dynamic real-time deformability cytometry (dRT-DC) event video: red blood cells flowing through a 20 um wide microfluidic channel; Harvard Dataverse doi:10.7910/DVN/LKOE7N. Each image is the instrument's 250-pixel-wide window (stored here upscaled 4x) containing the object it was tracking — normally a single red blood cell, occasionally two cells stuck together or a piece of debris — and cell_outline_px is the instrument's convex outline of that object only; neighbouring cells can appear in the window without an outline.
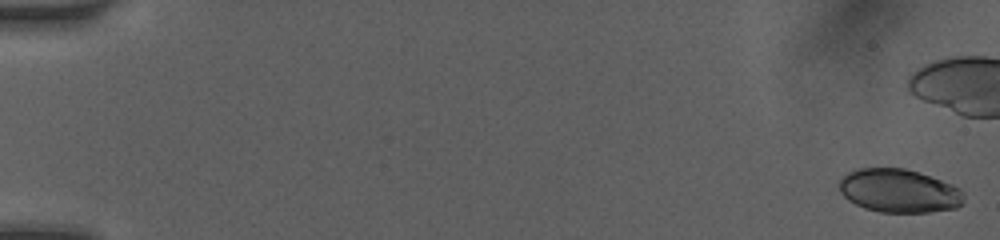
{"species": "human", "species_latin": "Homo sapiens", "temperature_condition": "room temperature", "stored_images_in_passage": 44, "camera_frame_rate_fps": 3000, "um_per_image_px": 0.085, "donor": {"sex": "female"}, "frame": {"image": 1, "passage_image": 1, "time_ms": 0.0, "image_size_px": [1000, 240], "cell_outline_px": [[964, 200], [956, 208], [928, 212], [880, 212], [864, 208], [848, 200], [840, 192], [836, 184], [848, 172], [860, 168], [904, 168], [952, 184], [960, 188], [964, 192]], "centroid_in_image_um": [76.39, 16.22], "position_along_channel_um": 8.6, "area_um2": 31.56}}
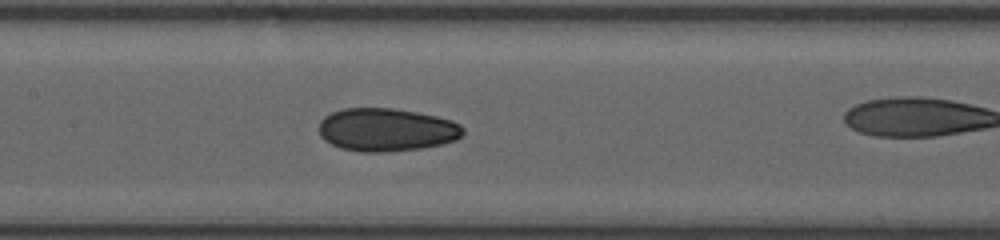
{"frame": {"image": 2, "passage_image": 26, "time_ms": 8.333, "image_size_px": [1000, 240], "cell_outline_px": [[464, 132], [456, 140], [444, 144], [420, 148], [384, 152], [360, 152], [340, 148], [324, 140], [320, 136], [320, 120], [324, 116], [332, 112], [344, 108], [392, 108], [416, 112], [436, 116], [452, 120], [460, 124], [464, 128]], "centroid_in_image_um": [32.85, 11.03], "position_along_channel_um": 174.5, "area_um2": 36.3}}
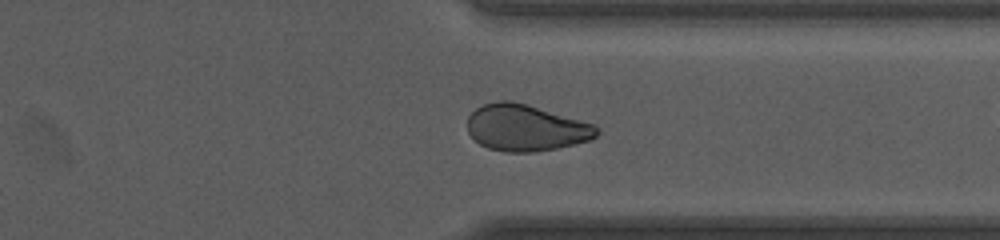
{"frame": {"image": 3, "passage_image": 41, "time_ms": 13.0, "image_size_px": [1000, 240], "cell_outline_px": [[600, 132], [596, 136], [588, 140], [556, 148], [532, 152], [504, 152], [488, 148], [480, 144], [468, 132], [468, 116], [476, 108], [484, 104], [500, 100], [508, 100], [524, 104], [596, 124]], "centroid_in_image_um": [44.69, 10.87], "position_along_channel_um": 366.7, "area_um2": 34.68}}